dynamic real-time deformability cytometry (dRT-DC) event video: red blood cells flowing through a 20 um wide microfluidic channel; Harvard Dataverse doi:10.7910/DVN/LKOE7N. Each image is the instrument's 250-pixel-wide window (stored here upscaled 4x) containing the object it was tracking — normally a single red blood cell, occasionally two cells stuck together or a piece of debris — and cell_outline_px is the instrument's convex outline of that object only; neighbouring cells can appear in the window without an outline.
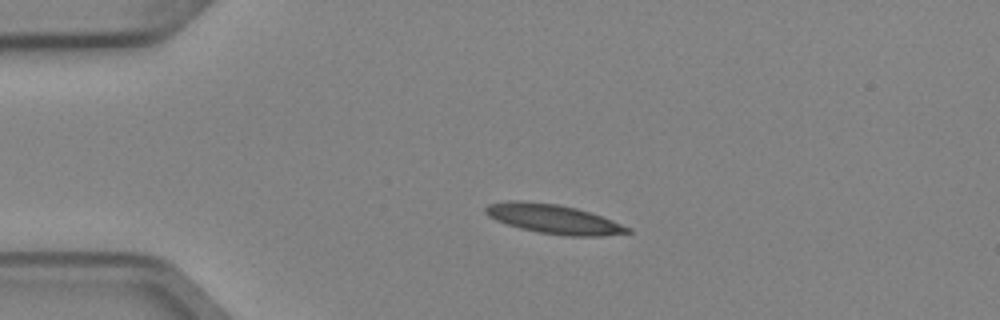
{"species": "Egyptian fruit bat (a non-hibernating species)", "species_latin": "Rousettus aegyptiacus", "temperature_condition": "cold", "stored_images_in_passage": 3, "camera_frame_rate_fps": 3000, "um_per_image_px": 0.085, "animal": {"sex": "female"}, "frame": {"image": 1, "passage_image": 3, "time_ms": 0.667, "image_size_px": [1000, 320], "cell_outline_px": [[632, 232], [600, 236], [564, 236], [540, 232], [520, 228], [496, 220], [488, 216], [484, 212], [484, 208], [488, 204], [508, 200], [520, 200], [560, 204], [576, 208], [612, 220], [632, 228]], "centroid_in_image_um": [47.03, 18.61], "position_along_channel_um": 38.0, "area_um2": 24.22}}